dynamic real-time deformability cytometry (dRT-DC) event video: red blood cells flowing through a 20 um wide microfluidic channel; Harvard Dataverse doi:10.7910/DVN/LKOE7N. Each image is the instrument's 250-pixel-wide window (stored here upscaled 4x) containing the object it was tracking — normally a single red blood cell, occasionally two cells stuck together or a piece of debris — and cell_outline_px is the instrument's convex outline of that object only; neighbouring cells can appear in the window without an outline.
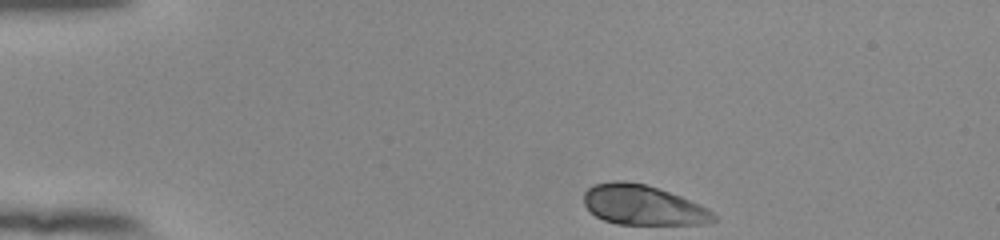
{"species": "human", "species_latin": "Homo sapiens", "temperature_condition": "room temperature", "stored_images_in_passage": 45, "camera_frame_rate_fps": 3000, "um_per_image_px": 0.085, "donor": {"sex": "female"}, "frame": {"image": 1, "passage_image": 1, "time_ms": 0.0, "image_size_px": [1000, 240], "cell_outline_px": [[716, 220], [704, 224], [616, 224], [604, 220], [596, 216], [584, 204], [584, 192], [592, 184], [616, 180], [624, 180], [644, 184], [680, 196], [700, 204], [712, 212], [716, 216]], "centroid_in_image_um": [54.63, 17.43], "position_along_channel_um": 30.4, "area_um2": 30.06}}
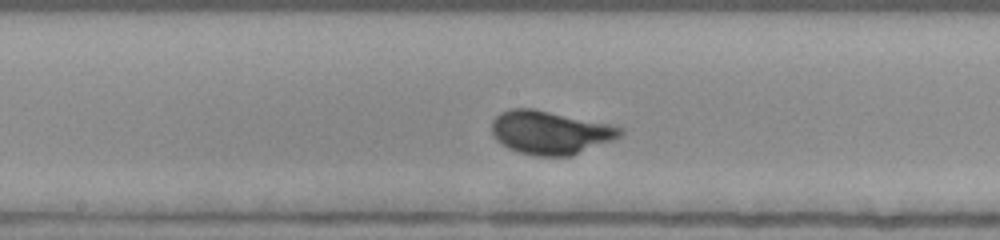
{"frame": {"image": 2, "passage_image": 20, "time_ms": 6.333, "image_size_px": [1000, 240], "cell_outline_px": [[624, 132], [620, 136], [612, 140], [572, 156], [536, 156], [516, 152], [500, 144], [496, 140], [492, 132], [492, 120], [500, 112], [508, 108], [532, 108], [608, 124], [624, 128]], "centroid_in_image_um": [46.72, 11.27], "position_along_channel_um": 201.5, "area_um2": 32.54}}
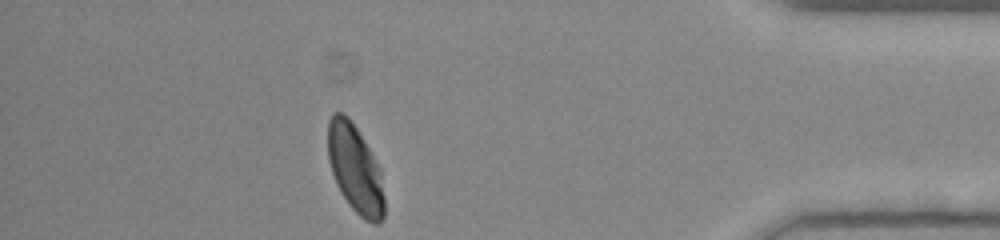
{"frame": {"image": 3, "passage_image": 39, "time_ms": 12.667, "image_size_px": [1000, 240], "cell_outline_px": [[384, 216], [380, 224], [372, 224], [364, 220], [348, 204], [340, 192], [336, 184], [328, 160], [328, 120], [332, 112], [340, 112], [348, 116], [356, 128], [380, 168], [384, 196]], "centroid_in_image_um": [30.18, 14.38], "position_along_channel_um": 405.0, "area_um2": 29.07}, "authors_computed_cell_mechanics": {"area_um2": 30.2294, "velocity_mm_per_s": 3.8285, "shape_relaxation_time_tau1_ms": 2.1519, "shape_relaxation_time_tau2_ms": null, "deformation_change_tau1": 0.1621, "deformation_change_tau2": null}}